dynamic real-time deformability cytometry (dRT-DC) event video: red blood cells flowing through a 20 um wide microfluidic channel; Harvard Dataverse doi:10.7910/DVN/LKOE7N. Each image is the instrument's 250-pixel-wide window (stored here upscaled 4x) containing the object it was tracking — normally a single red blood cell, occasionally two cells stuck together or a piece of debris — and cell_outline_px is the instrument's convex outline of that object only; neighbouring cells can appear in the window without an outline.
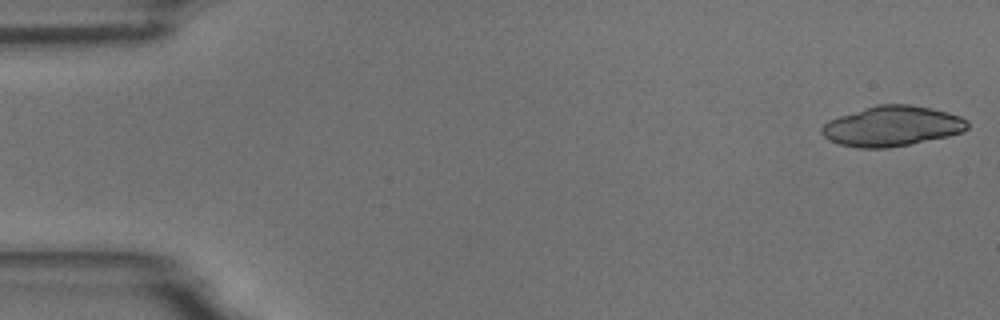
{"species": "common noctule bat (a hibernating species)", "species_latin": "Nyctalus noctula", "temperature_condition": "room temperature", "stored_images_in_passage": 22, "camera_frame_rate_fps": 3000, "um_per_image_px": 0.085, "animal": {"sex": "male", "body_mass_g": 18.8}, "frame": {"image": 1, "passage_image": 1, "time_ms": 0.0, "image_size_px": [1000, 320], "cell_outline_px": [[968, 128], [964, 132], [948, 136], [888, 148], [860, 148], [840, 144], [828, 140], [820, 132], [820, 128], [828, 120], [876, 104], [908, 104], [932, 108], [948, 112], [960, 116], [968, 120]], "centroid_in_image_um": [75.83, 10.72], "position_along_channel_um": 9.2, "area_um2": 34.16}}